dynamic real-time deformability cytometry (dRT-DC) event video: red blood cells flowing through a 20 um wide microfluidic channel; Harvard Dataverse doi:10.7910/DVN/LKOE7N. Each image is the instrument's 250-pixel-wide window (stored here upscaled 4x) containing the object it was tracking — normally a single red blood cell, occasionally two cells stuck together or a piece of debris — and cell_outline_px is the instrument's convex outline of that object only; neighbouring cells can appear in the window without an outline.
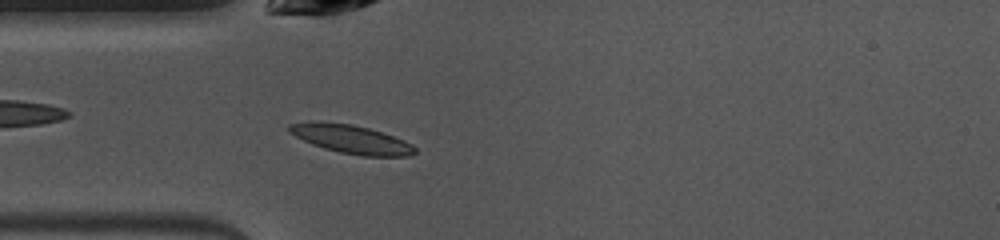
{"species": "common noctule bat (a hibernating species)", "species_latin": "Nyctalus noctula", "temperature_condition": "warm", "stored_images_in_passage": 40, "camera_frame_rate_fps": 3000, "um_per_image_px": 0.085, "animal": {"sex": "female", "body_mass_g": 10.0, "forearm_length_mm": 53.1}, "frame": {"image": 1, "passage_image": 4, "time_ms": 1.0, "image_size_px": [1000, 240], "cell_outline_px": [[416, 152], [408, 156], [364, 156], [340, 152], [324, 148], [312, 144], [288, 132], [288, 124], [352, 124], [368, 128], [404, 140], [412, 144], [416, 148]], "centroid_in_image_um": [29.95, 11.88], "position_along_channel_um": 55.1, "area_um2": 19.94}}
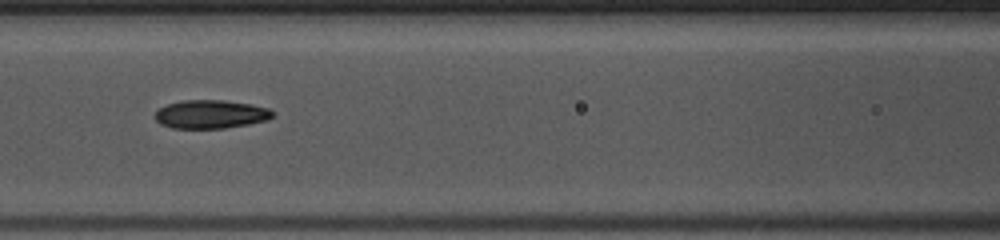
{"frame": {"image": 2, "passage_image": 11, "time_ms": 3.333, "image_size_px": [1000, 240], "cell_outline_px": [[272, 116], [268, 120], [248, 124], [224, 128], [172, 128], [160, 124], [156, 120], [156, 112], [160, 108], [168, 104], [184, 100], [224, 100], [252, 104], [268, 108], [272, 112]], "centroid_in_image_um": [17.91, 9.71], "position_along_channel_um": 148.7, "area_um2": 19.36}}
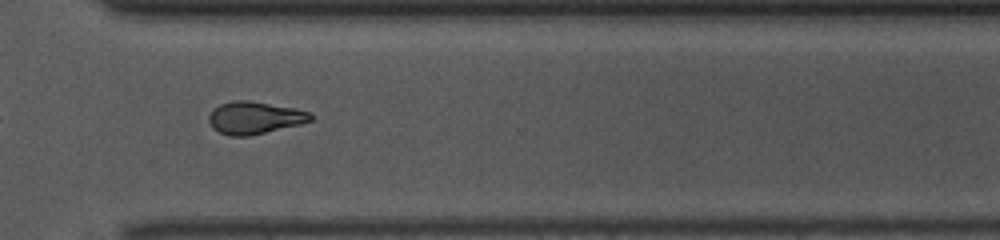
{"frame": {"image": 3, "passage_image": 26, "time_ms": 8.333, "image_size_px": [1000, 240], "cell_outline_px": [[316, 116], [312, 120], [300, 124], [248, 136], [228, 136], [212, 128], [208, 120], [208, 116], [212, 108], [220, 104], [232, 100], [252, 100], [296, 108], [312, 112]], "centroid_in_image_um": [21.65, 9.99], "position_along_channel_um": 348.9, "area_um2": 19.59}, "authors_computed_cell_mechanics": {"area_um2": 19.5942, "velocity_mm_per_s": 4.0159, "shape_relaxation_time_tau1_ms": 4.9707, "shape_relaxation_time_tau2_ms": 4.6083, "deformation_change_tau1": 0.1425, "deformation_change_tau2": 0.0949}}